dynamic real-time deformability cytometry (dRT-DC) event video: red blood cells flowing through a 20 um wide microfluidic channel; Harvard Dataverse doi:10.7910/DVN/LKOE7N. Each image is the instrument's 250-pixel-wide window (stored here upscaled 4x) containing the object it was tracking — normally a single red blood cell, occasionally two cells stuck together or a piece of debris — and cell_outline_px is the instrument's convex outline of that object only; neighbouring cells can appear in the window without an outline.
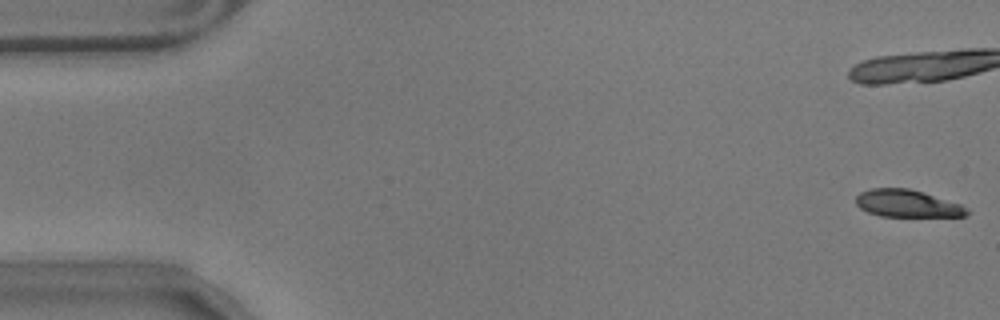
{"species": "common noctule bat (a hibernating species)", "species_latin": "Nyctalus noctula", "temperature_condition": "warm", "stored_images_in_passage": 20, "camera_frame_rate_fps": 3000, "um_per_image_px": 0.085, "animal": {"sex": "male", "body_mass_g": 17.9}, "frame": {"image": 1, "passage_image": 1, "time_ms": 0.0, "image_size_px": [1000, 320], "cell_outline_px": [[972, 212], [968, 216], [880, 216], [868, 212], [860, 208], [856, 204], [856, 196], [860, 192], [872, 188], [908, 188], [924, 192], [960, 204], [968, 208]], "centroid_in_image_um": [77.14, 17.3], "position_along_channel_um": 7.9, "area_um2": 17.74}}